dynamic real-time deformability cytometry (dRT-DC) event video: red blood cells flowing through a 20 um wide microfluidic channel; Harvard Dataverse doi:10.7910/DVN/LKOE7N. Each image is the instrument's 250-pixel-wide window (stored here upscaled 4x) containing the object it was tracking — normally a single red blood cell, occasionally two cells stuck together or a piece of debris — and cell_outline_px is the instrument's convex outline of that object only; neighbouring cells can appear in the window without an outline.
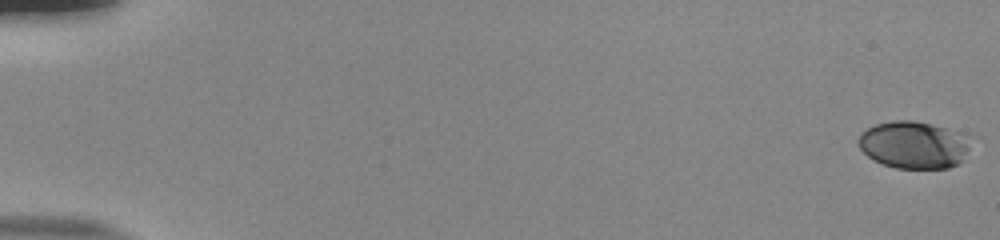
{"species": "human", "species_latin": "Homo sapiens", "temperature_condition": "room temperature", "stored_images_in_passage": 55, "camera_frame_rate_fps": 3000, "um_per_image_px": 0.085, "donor": {"sex": "male"}, "frame": {"image": 1, "passage_image": 1, "time_ms": 0.0, "image_size_px": [1000, 240], "cell_outline_px": [[968, 148], [964, 160], [960, 164], [948, 168], [896, 168], [872, 160], [856, 144], [856, 140], [860, 132], [876, 124], [892, 120], [912, 120], [932, 124], [948, 128], [960, 132]], "centroid_in_image_um": [77.6, 12.31], "position_along_channel_um": 7.4, "area_um2": 30.92}}
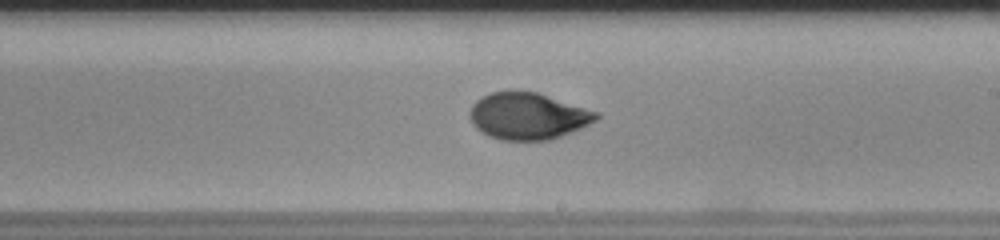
{"frame": {"image": 2, "passage_image": 34, "time_ms": 11.0, "image_size_px": [1000, 240], "cell_outline_px": [[600, 116], [596, 120], [572, 132], [548, 140], [500, 140], [488, 136], [480, 132], [472, 124], [468, 116], [472, 104], [476, 100], [492, 92], [536, 92], [600, 112]], "centroid_in_image_um": [44.86, 9.88], "position_along_channel_um": 244.1, "area_um2": 34.33}}
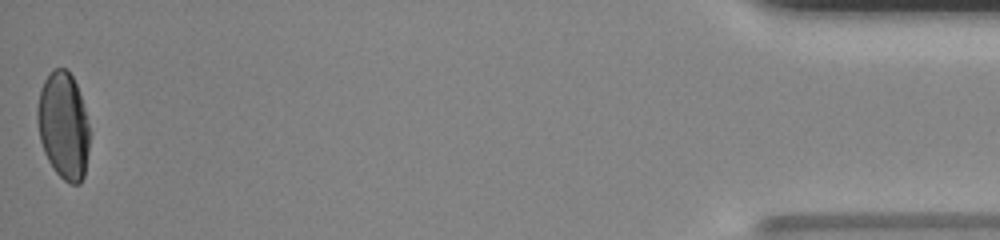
{"frame": {"image": 3, "passage_image": 55, "time_ms": 18.0, "image_size_px": [1000, 240], "cell_outline_px": [[88, 152], [84, 176], [80, 184], [72, 184], [64, 180], [56, 172], [48, 160], [44, 152], [40, 140], [36, 120], [36, 108], [40, 88], [44, 80], [56, 68], [64, 68], [72, 76], [76, 84], [84, 108], [88, 124]], "centroid_in_image_um": [5.36, 10.69], "position_along_channel_um": 429.8, "area_um2": 32.37}, "authors_computed_cell_mechanics": {"area_um2": 33.6974, "velocity_mm_per_s": 3.8536, "shape_relaxation_time_tau1_ms": 6.1971, "shape_relaxation_time_tau2_ms": 1.0531, "deformation_change_tau1": 0.2037, "deformation_change_tau2": 0.0432}}